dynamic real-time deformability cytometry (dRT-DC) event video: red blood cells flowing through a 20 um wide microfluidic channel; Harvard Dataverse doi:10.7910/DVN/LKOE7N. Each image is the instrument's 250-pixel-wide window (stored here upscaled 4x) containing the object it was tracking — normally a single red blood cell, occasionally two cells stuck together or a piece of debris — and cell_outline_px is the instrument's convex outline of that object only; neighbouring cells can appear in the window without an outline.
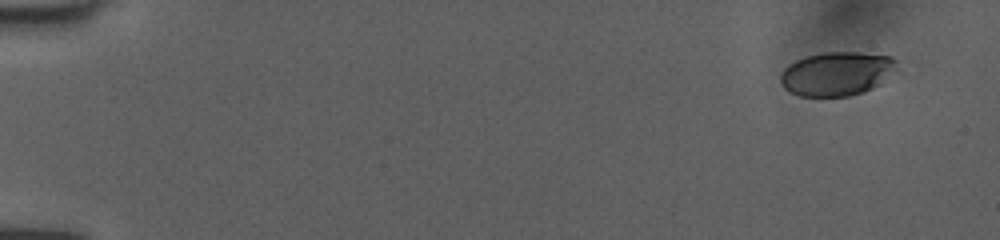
{"species": "human", "species_latin": "Homo sapiens", "temperature_condition": "room temperature", "stored_images_in_passage": 10, "camera_frame_rate_fps": 3000, "um_per_image_px": 0.085, "donor": {"sex": "female"}, "frame": {"image": 1, "passage_image": 1, "time_ms": 0.0, "image_size_px": [1000, 240], "cell_outline_px": [[900, 68], [880, 84], [864, 92], [848, 96], [800, 96], [784, 88], [780, 84], [780, 72], [788, 64], [796, 60], [808, 56], [824, 52], [856, 52], [892, 56], [896, 60]], "centroid_in_image_um": [71.15, 6.26], "position_along_channel_um": 13.8, "area_um2": 30.06}}